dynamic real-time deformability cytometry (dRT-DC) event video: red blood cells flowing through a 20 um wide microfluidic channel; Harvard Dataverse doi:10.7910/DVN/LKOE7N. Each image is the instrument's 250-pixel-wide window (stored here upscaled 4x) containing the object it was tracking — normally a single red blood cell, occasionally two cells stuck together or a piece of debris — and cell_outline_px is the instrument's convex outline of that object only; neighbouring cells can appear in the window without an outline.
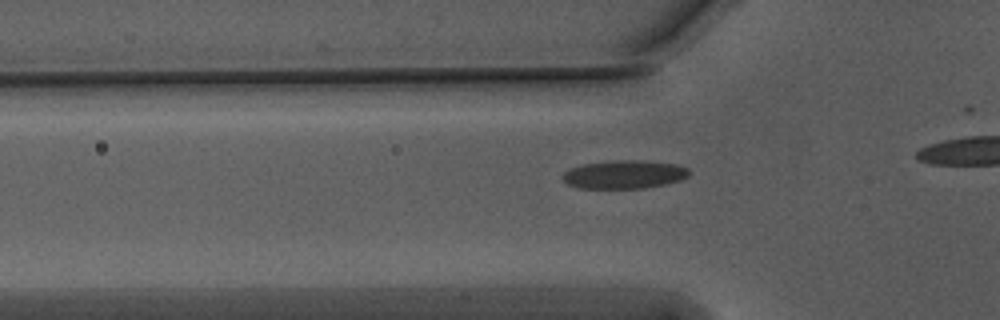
{"species": "Egyptian fruit bat (a non-hibernating species)", "species_latin": "Rousettus aegyptiacus", "temperature_condition": "warm", "stored_images_in_passage": 34, "camera_frame_rate_fps": 3000, "um_per_image_px": 0.085, "animal": {"sex": "male"}, "frame": {"image": 1, "passage_image": 9, "time_ms": 2.667, "image_size_px": [1000, 320], "cell_outline_px": [[688, 176], [680, 180], [664, 184], [644, 188], [576, 188], [568, 184], [560, 176], [564, 172], [572, 168], [584, 164], [620, 160], [636, 160], [676, 164], [688, 168]], "centroid_in_image_um": [53.04, 14.83], "position_along_channel_um": 72.8, "area_um2": 20.63}}
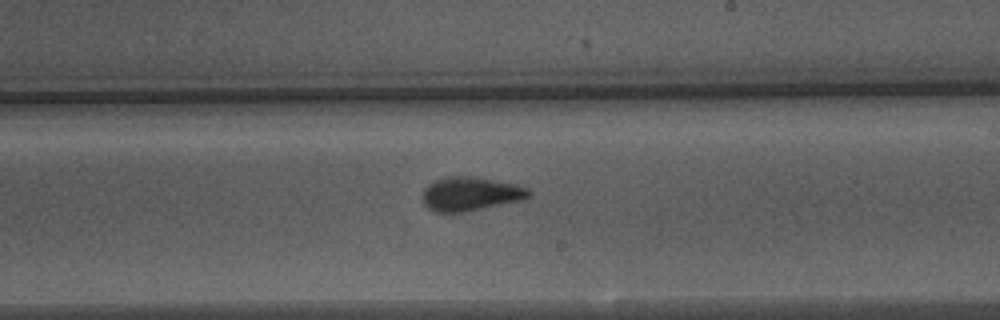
{"frame": {"image": 2, "passage_image": 23, "time_ms": 7.333, "image_size_px": [1000, 320], "cell_outline_px": [[532, 196], [524, 200], [464, 212], [436, 212], [428, 208], [424, 204], [420, 196], [424, 188], [428, 184], [436, 180], [448, 176], [472, 176], [516, 184], [528, 188], [532, 192]], "centroid_in_image_um": [40.0, 16.48], "position_along_channel_um": 249.0, "area_um2": 21.27}}
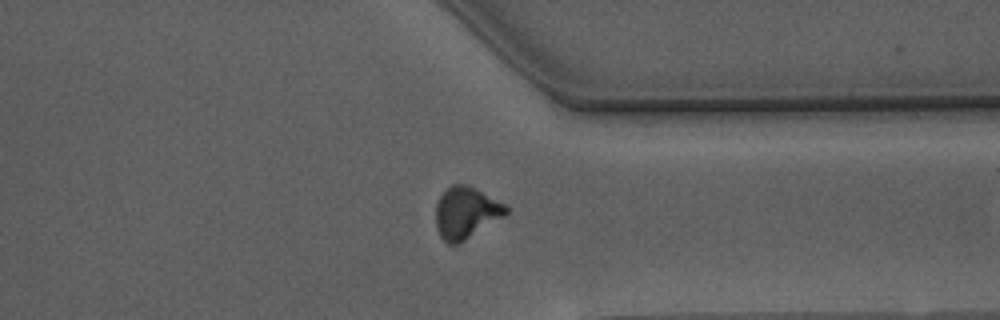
{"frame": {"image": 3, "passage_image": 33, "time_ms": 10.667, "image_size_px": [1000, 320], "cell_outline_px": [[508, 212], [504, 216], [460, 244], [448, 244], [440, 236], [436, 228], [436, 204], [440, 196], [452, 184], [468, 184], [504, 204], [508, 208]], "centroid_in_image_um": [39.59, 18.1], "position_along_channel_um": 371.8, "area_um2": 21.1}}